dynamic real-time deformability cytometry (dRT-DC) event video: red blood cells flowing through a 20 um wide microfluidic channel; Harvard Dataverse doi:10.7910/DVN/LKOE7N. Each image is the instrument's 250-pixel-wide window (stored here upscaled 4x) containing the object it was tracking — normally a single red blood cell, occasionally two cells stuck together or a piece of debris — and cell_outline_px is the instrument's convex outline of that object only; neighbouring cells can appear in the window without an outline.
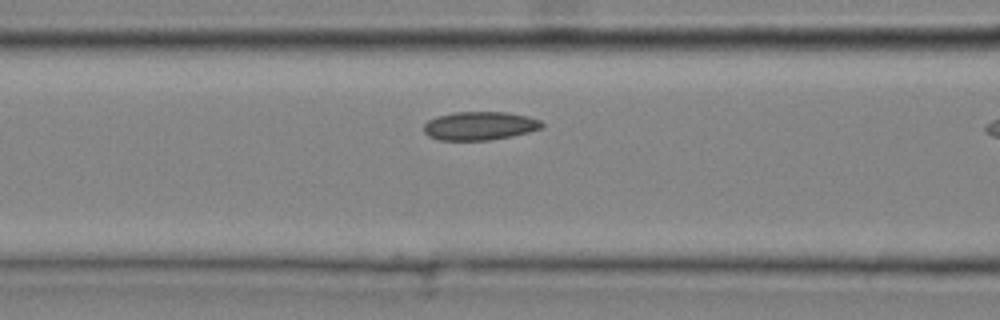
{"species": "common noctule bat (a hibernating species)", "species_latin": "Nyctalus noctula", "temperature_condition": "cold", "stored_images_in_passage": 11, "camera_frame_rate_fps": 3000, "um_per_image_px": 0.085, "animal": {"sex": "male", "body_mass_g": 20.4}, "frame": {"image": 1, "passage_image": 10, "time_ms": 3.0, "image_size_px": [1000, 320], "cell_outline_px": [[544, 128], [512, 136], [488, 140], [436, 140], [428, 136], [424, 132], [424, 124], [428, 120], [436, 116], [452, 112], [508, 112], [528, 116], [540, 120], [544, 124]], "centroid_in_image_um": [40.77, 10.69], "position_along_channel_um": 125.8, "area_um2": 19.83}}